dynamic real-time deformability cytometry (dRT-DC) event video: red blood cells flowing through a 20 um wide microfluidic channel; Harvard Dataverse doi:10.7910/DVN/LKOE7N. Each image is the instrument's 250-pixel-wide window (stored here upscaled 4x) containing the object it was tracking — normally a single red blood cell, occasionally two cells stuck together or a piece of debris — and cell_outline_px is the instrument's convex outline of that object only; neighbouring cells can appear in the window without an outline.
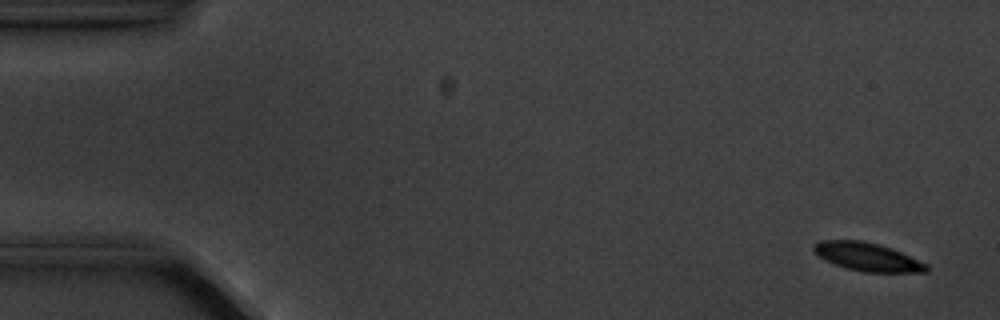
{"species": "common noctule bat (a hibernating species)", "species_latin": "Nyctalus noctula", "temperature_condition": "cold", "stored_images_in_passage": 4, "camera_frame_rate_fps": 3000, "um_per_image_px": 0.085, "animal": {"sex": "male", "body_mass_g": 20.1, "forearm_length_mm": 53.5}, "frame": {"image": 1, "passage_image": 1, "time_ms": 0.0, "image_size_px": [1000, 320], "cell_outline_px": [[928, 272], [864, 272], [848, 268], [836, 264], [816, 256], [812, 248], [812, 244], [820, 240], [860, 240], [880, 244], [900, 252], [928, 264]], "centroid_in_image_um": [73.69, 21.82], "position_along_channel_um": 11.3, "area_um2": 18.55}}